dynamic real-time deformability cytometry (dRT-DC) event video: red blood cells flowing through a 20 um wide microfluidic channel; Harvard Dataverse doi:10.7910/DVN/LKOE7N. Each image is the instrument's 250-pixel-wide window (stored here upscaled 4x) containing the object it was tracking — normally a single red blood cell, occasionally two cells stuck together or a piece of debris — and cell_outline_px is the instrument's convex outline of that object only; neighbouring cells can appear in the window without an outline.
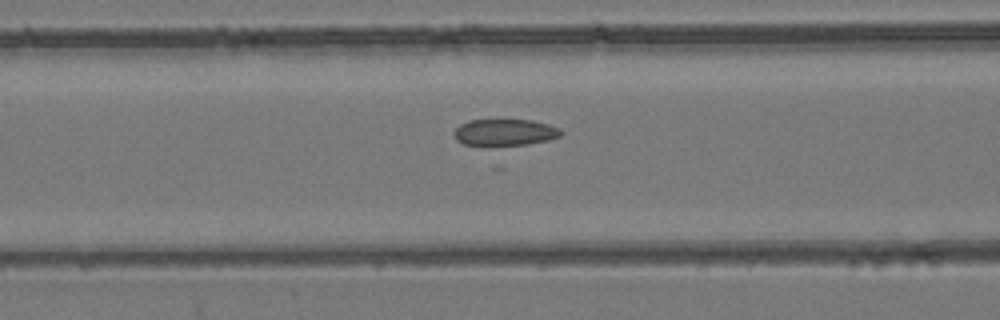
{"species": "common noctule bat (a hibernating species)", "species_latin": "Nyctalus noctula", "temperature_condition": "room temperature", "stored_images_in_passage": 55, "camera_frame_rate_fps": 3000, "um_per_image_px": 0.085, "animal": {"sex": "female", "body_mass_g": 24.6, "forearm_length_mm": 56.2}, "frame": {"image": 1, "passage_image": 23, "time_ms": 7.333, "image_size_px": [1000, 320], "cell_outline_px": [[564, 132], [560, 136], [548, 140], [528, 144], [488, 148], [464, 144], [456, 140], [452, 132], [460, 124], [468, 120], [532, 120], [548, 124], [560, 128]], "centroid_in_image_um": [42.87, 11.29], "position_along_channel_um": 123.7, "area_um2": 17.28}}
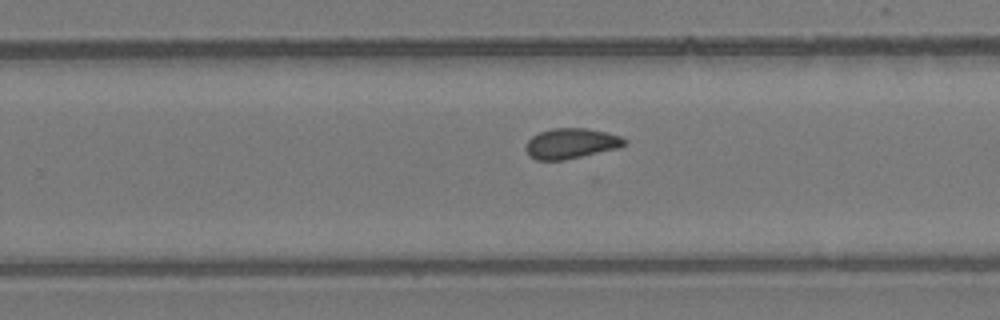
{"frame": {"image": 2, "passage_image": 35, "time_ms": 11.333, "image_size_px": [1000, 320], "cell_outline_px": [[628, 140], [620, 148], [564, 160], [536, 160], [528, 156], [524, 148], [528, 140], [532, 136], [540, 132], [552, 128], [588, 128], [620, 136]], "centroid_in_image_um": [48.52, 12.2], "position_along_channel_um": 281.3, "area_um2": 17.57}}
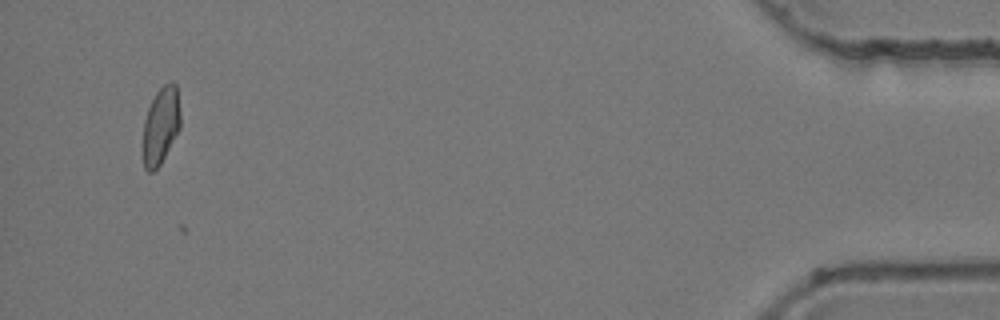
{"frame": {"image": 3, "passage_image": 52, "time_ms": 17.0, "image_size_px": [1000, 320], "cell_outline_px": [[180, 128], [160, 164], [152, 172], [148, 172], [144, 168], [144, 120], [148, 108], [156, 92], [164, 84], [172, 80], [176, 84], [180, 112]], "centroid_in_image_um": [13.68, 10.64], "position_along_channel_um": 421.5, "area_um2": 16.59}, "authors_computed_cell_mechanics": {"area_um2": 17.5134, "velocity_mm_per_s": 3.9505, "shape_relaxation_time_tau1_ms": null, "shape_relaxation_time_tau2_ms": 1.5424, "deformation_change_tau1": null, "deformation_change_tau2": 0.0469}}